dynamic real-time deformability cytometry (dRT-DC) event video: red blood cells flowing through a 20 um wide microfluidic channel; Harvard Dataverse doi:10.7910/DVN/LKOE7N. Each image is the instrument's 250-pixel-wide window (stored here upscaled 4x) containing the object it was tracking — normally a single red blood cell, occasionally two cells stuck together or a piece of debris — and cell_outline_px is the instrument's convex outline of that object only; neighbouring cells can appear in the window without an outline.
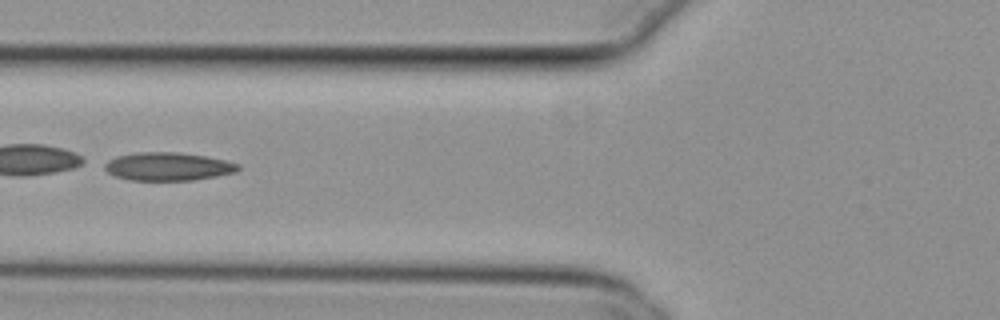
{"species": "common noctule bat (a hibernating species)", "species_latin": "Nyctalus noctula", "temperature_condition": "cold", "stored_images_in_passage": 54, "camera_frame_rate_fps": 3000, "um_per_image_px": 0.085, "animal": {"sex": "female", "body_mass_g": 29.2, "forearm_length_mm": 56.3}, "frame": {"image": 1, "passage_image": 22, "time_ms": 7.0, "image_size_px": [1000, 320], "cell_outline_px": [[240, 168], [236, 172], [216, 176], [192, 180], [128, 180], [116, 176], [108, 172], [104, 168], [104, 164], [108, 160], [116, 156], [136, 152], [176, 152], [204, 156], [224, 160], [240, 164]], "centroid_in_image_um": [14.26, 14.15], "position_along_channel_um": 111.5, "area_um2": 21.85}}